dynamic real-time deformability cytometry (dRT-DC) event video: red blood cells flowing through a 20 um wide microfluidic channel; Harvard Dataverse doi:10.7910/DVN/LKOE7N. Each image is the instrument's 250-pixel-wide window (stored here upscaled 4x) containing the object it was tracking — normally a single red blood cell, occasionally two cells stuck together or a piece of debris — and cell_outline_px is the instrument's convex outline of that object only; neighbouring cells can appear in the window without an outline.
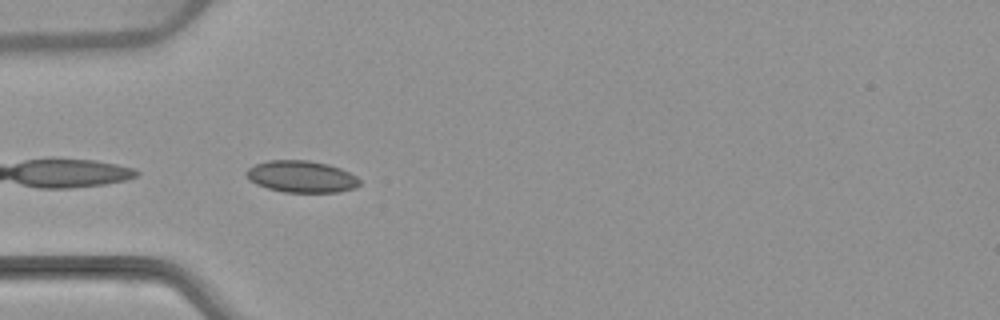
{"species": "common noctule bat (a hibernating species)", "species_latin": "Nyctalus noctula", "temperature_condition": "warm", "stored_images_in_passage": 17, "camera_frame_rate_fps": 3000, "um_per_image_px": 0.085, "animal": {"sex": "female", "body_mass_g": 22.7, "forearm_length_mm": 54.2}, "frame": {"image": 1, "passage_image": 1, "time_ms": 0.0, "image_size_px": [1000, 320], "cell_outline_px": [[360, 184], [356, 188], [336, 192], [284, 192], [268, 188], [256, 184], [244, 172], [248, 168], [256, 164], [268, 160], [308, 160], [328, 164], [340, 168], [356, 176], [360, 180]], "centroid_in_image_um": [25.64, 15.01], "position_along_channel_um": 59.4, "area_um2": 20.87}}